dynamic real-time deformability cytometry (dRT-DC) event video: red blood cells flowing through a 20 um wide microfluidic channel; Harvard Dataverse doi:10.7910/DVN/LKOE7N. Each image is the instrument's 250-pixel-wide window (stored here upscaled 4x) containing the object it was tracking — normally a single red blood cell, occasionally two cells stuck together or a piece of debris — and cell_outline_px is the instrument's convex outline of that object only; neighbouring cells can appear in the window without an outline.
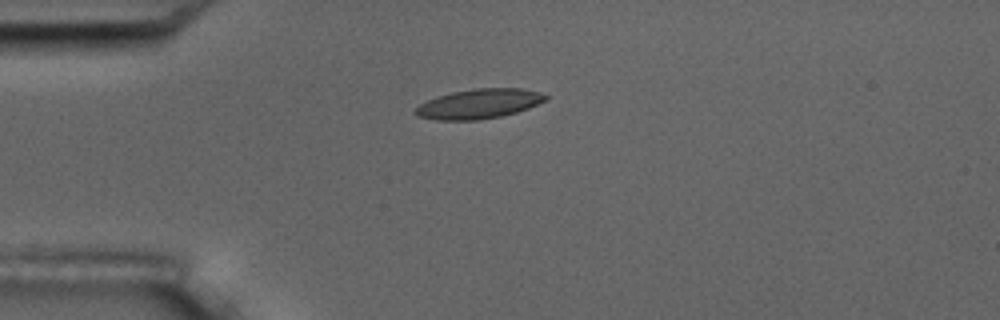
{"species": "common noctule bat (a hibernating species)", "species_latin": "Nyctalus noctula", "temperature_condition": "room temperature", "stored_images_in_passage": 4, "camera_frame_rate_fps": 3000, "um_per_image_px": 0.085, "animal": {"sex": "male", "body_mass_g": 17.5, "forearm_length_mm": 52.3}, "frame": {"image": 1, "passage_image": 1, "time_ms": 0.0, "image_size_px": [1000, 320], "cell_outline_px": [[548, 100], [528, 108], [516, 112], [500, 116], [480, 120], [436, 120], [416, 116], [412, 112], [420, 104], [436, 96], [452, 92], [476, 88], [520, 88], [540, 92], [548, 96]], "centroid_in_image_um": [40.7, 8.82], "position_along_channel_um": 44.3, "area_um2": 22.6}}